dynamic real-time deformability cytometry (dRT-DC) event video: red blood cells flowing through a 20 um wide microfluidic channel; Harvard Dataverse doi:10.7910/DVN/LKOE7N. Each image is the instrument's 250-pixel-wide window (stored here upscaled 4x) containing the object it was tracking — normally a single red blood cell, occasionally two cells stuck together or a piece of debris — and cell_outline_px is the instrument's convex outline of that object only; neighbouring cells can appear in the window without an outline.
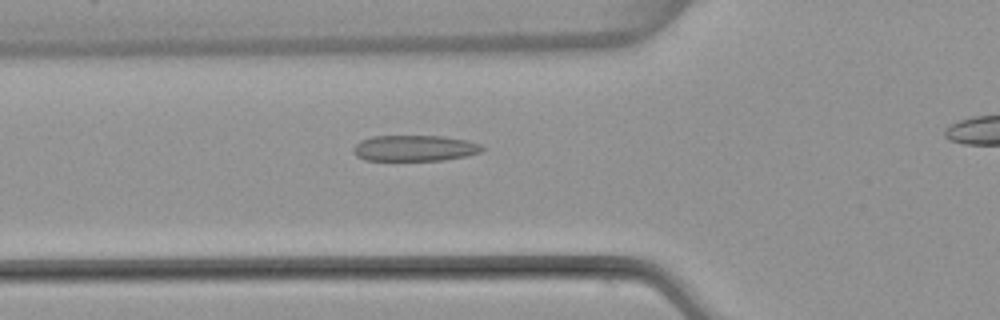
{"species": "common noctule bat (a hibernating species)", "species_latin": "Nyctalus noctula", "temperature_condition": "warm", "stored_images_in_passage": 37, "camera_frame_rate_fps": 3000, "um_per_image_px": 0.085, "animal": {"sex": "female", "body_mass_g": 22.7, "forearm_length_mm": 54.2}, "frame": {"image": 1, "passage_image": 10, "time_ms": 3.0, "image_size_px": [1000, 320], "cell_outline_px": [[484, 148], [480, 152], [464, 156], [444, 160], [364, 160], [356, 156], [352, 152], [352, 148], [360, 140], [372, 136], [444, 136], [468, 140], [480, 144]], "centroid_in_image_um": [35.21, 12.59], "position_along_channel_um": 90.6, "area_um2": 19.54}}
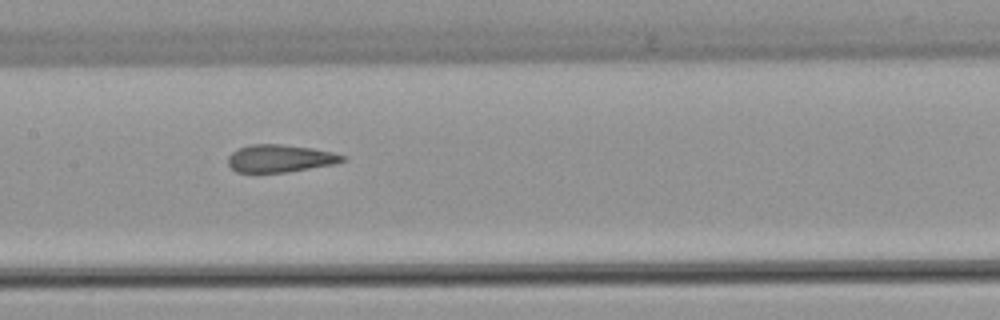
{"frame": {"image": 2, "passage_image": 17, "time_ms": 5.333, "image_size_px": [1000, 320], "cell_outline_px": [[348, 160], [336, 164], [288, 172], [236, 172], [228, 164], [228, 156], [232, 152], [240, 148], [252, 144], [280, 144], [312, 148], [332, 152], [344, 156]], "centroid_in_image_um": [23.83, 13.47], "position_along_channel_um": 183.6, "area_um2": 18.38}}
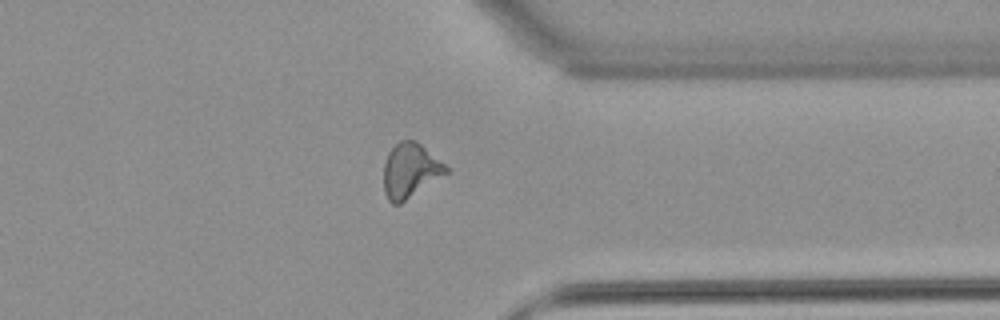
{"frame": {"image": 3, "passage_image": 32, "time_ms": 10.333, "image_size_px": [1000, 320], "cell_outline_px": [[448, 172], [400, 204], [392, 204], [388, 200], [384, 192], [384, 164], [388, 152], [400, 140], [416, 140], [444, 164], [448, 168]], "centroid_in_image_um": [34.84, 14.5], "position_along_channel_um": 376.6, "area_um2": 19.54}, "authors_computed_cell_mechanics": {"area_um2": 19.1896, "velocity_mm_per_s": 3.9574, "shape_relaxation_time_tau1_ms": null, "shape_relaxation_time_tau2_ms": 1.6195, "deformation_change_tau1": null, "deformation_change_tau2": 0.086}}